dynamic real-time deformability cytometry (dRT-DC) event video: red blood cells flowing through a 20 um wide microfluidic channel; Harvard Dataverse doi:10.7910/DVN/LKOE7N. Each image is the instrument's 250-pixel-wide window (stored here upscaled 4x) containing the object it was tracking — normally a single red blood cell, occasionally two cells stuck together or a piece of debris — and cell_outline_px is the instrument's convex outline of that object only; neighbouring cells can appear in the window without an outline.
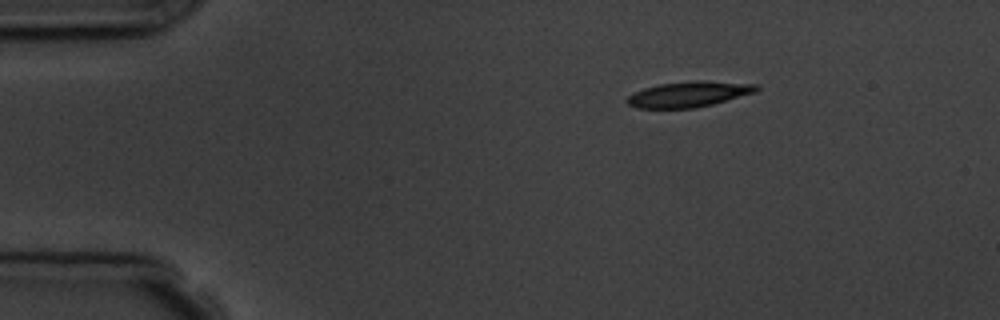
{"species": "common noctule bat (a hibernating species)", "species_latin": "Nyctalus noctula", "temperature_condition": "room temperature", "stored_images_in_passage": 3, "camera_frame_rate_fps": 3000, "um_per_image_px": 0.085, "animal": {"sex": "male", "body_mass_g": 19.5, "forearm_length_mm": 54.6}, "frame": {"image": 1, "passage_image": 1, "time_ms": 0.0, "image_size_px": [1000, 320], "cell_outline_px": [[760, 88], [756, 92], [712, 104], [696, 108], [636, 108], [628, 104], [624, 100], [632, 92], [644, 88], [660, 84], [696, 80], [704, 80], [756, 84]], "centroid_in_image_um": [58.52, 8.0], "position_along_channel_um": 26.5, "area_um2": 19.36}}